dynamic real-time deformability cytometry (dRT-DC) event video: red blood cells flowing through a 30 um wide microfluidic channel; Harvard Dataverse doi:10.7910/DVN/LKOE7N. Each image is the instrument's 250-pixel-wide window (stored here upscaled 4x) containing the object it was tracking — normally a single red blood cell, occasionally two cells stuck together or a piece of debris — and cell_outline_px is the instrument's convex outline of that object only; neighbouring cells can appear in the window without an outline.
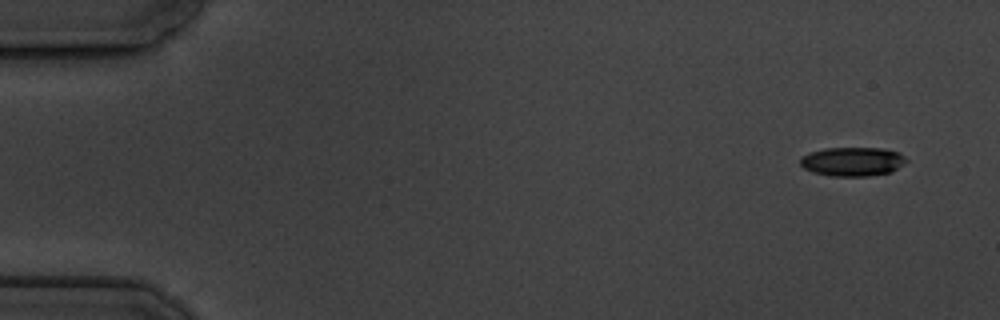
{"species": "common noctule bat (a hibernating species)", "species_latin": "Nyctalus noctula", "temperature_condition": "cold", "stored_images_in_passage": 6, "segment_of_instrument_passage": [1, 2], "camera_frame_rate_fps": 3000, "um_per_image_px": 0.085, "animal": {"sex": "male", "body_mass_g": 19.5, "forearm_length_mm": 54.6}, "frame": {"image": 1, "passage_image": 1, "time_ms": 0.0, "image_size_px": [1000, 320], "cell_outline_px": [[908, 160], [904, 164], [892, 172], [868, 176], [828, 176], [812, 172], [804, 168], [800, 164], [800, 156], [808, 152], [824, 148], [884, 148], [900, 152]], "centroid_in_image_um": [72.46, 13.73], "position_along_channel_um": 12.5, "area_um2": 18.26}}